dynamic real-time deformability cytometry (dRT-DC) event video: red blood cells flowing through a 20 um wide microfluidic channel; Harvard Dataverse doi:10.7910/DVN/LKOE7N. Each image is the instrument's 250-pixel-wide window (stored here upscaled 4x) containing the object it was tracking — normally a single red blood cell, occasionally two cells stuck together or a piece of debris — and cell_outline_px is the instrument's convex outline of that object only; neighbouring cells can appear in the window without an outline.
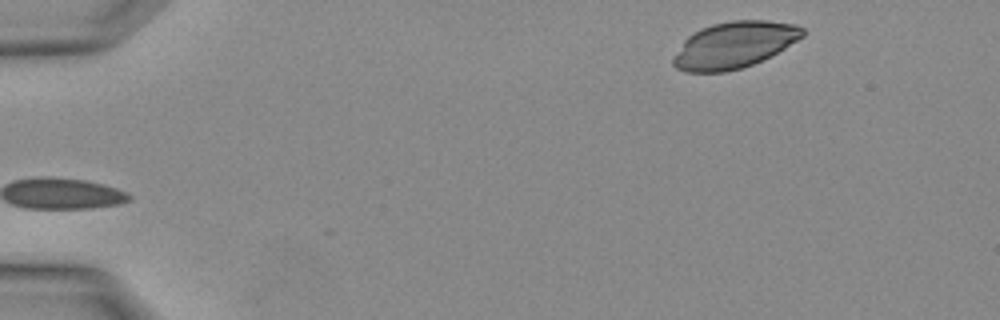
{"species": "Egyptian fruit bat (a non-hibernating species)", "species_latin": "Rousettus aegyptiacus", "temperature_condition": "warm", "stored_images_in_passage": 2, "segment_of_instrument_passage": [2, 2], "camera_frame_rate_fps": 3000, "um_per_image_px": 0.085, "animal": {"sex": "female"}, "frame": {"image": 1, "passage_image": 2, "time_ms": 0.333, "image_size_px": [1000, 320], "cell_outline_px": [[804, 36], [784, 48], [752, 64], [740, 68], [724, 72], [684, 72], [676, 68], [672, 64], [672, 60], [684, 40], [688, 36], [712, 24], [732, 20], [764, 20], [792, 24], [804, 28]], "centroid_in_image_um": [62.38, 3.82], "position_along_channel_um": 22.6, "area_um2": 34.45}}